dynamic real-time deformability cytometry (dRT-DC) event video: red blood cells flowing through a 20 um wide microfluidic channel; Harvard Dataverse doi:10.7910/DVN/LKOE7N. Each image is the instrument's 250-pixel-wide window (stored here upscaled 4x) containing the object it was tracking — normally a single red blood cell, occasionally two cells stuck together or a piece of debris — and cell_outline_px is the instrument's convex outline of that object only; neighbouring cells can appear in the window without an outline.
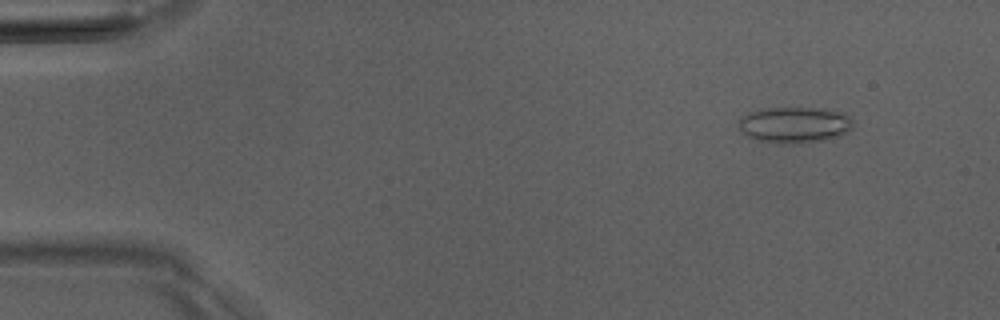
{"species": "Egyptian fruit bat (a non-hibernating species)", "species_latin": "Rousettus aegyptiacus", "temperature_condition": "room temperature", "stored_images_in_passage": 6, "camera_frame_rate_fps": 3000, "um_per_image_px": 0.085, "animal": {"sex": "male"}, "frame": {"image": 1, "passage_image": 1, "time_ms": 0.0, "image_size_px": [1000, 320], "cell_outline_px": [[852, 128], [848, 132], [840, 136], [828, 140], [784, 144], [760, 140], [748, 136], [740, 132], [740, 120], [744, 116], [752, 112], [764, 108], [820, 108], [844, 112], [852, 120]], "centroid_in_image_um": [67.6, 10.61], "position_along_channel_um": 17.4, "area_um2": 23.93}}